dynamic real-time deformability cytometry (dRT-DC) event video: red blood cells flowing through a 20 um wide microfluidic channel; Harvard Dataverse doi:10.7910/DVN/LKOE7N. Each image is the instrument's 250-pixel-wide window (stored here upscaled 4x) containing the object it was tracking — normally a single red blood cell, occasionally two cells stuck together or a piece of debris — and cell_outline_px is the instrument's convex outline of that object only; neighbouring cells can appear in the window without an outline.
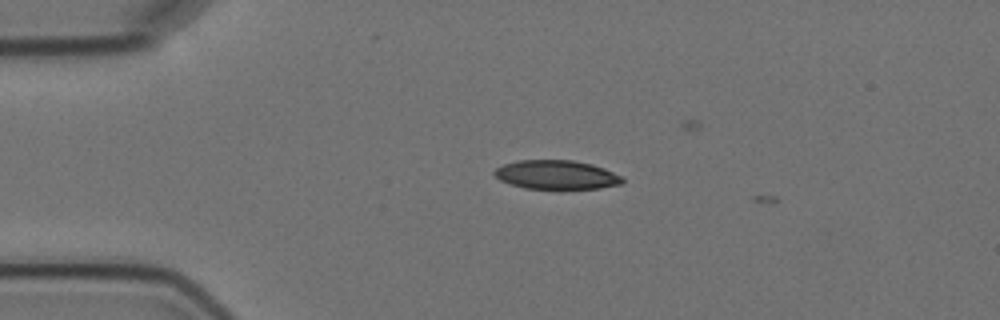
{"species": "Egyptian fruit bat (a non-hibernating species)", "species_latin": "Rousettus aegyptiacus", "temperature_condition": "cold", "stored_images_in_passage": 3, "camera_frame_rate_fps": 3000, "um_per_image_px": 0.085, "animal": {"sex": "female"}, "frame": {"image": 1, "passage_image": 2, "time_ms": 1.333, "image_size_px": [1000, 320], "cell_outline_px": [[624, 184], [600, 188], [524, 188], [500, 180], [492, 172], [496, 168], [504, 164], [520, 160], [572, 160], [592, 164], [604, 168], [624, 176]], "centroid_in_image_um": [47.35, 14.85], "position_along_channel_um": 37.6, "area_um2": 21.56}}